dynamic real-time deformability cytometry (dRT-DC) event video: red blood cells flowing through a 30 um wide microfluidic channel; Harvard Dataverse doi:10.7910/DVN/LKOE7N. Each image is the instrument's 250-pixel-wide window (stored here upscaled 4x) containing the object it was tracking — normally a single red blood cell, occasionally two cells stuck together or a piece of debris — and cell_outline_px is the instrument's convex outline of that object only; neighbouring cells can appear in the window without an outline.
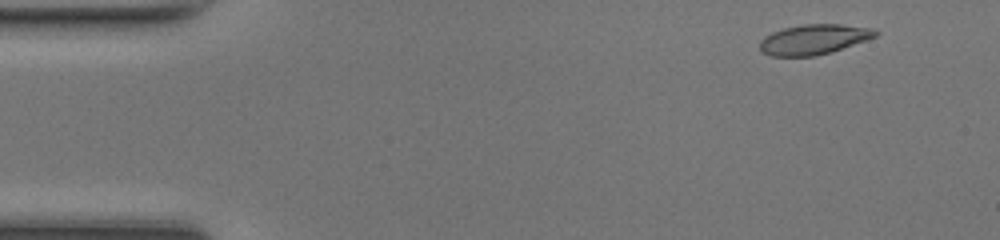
{"species": "common noctule bat (a hibernating species)", "species_latin": "Nyctalus noctula", "temperature_condition": "room temperature", "stored_images_in_passage": 47, "camera_frame_rate_fps": 3000, "um_per_image_px": 0.085, "animal": {"sex": "female", "body_mass_g": 17.0, "forearm_length_mm": 48.0}, "frame": {"image": 1, "passage_image": 3, "time_ms": 0.667, "image_size_px": [1000, 240], "cell_outline_px": [[880, 32], [876, 36], [828, 52], [812, 56], [772, 56], [760, 52], [760, 40], [764, 36], [772, 32], [784, 28], [804, 24], [840, 24], [872, 28]], "centroid_in_image_um": [69.11, 3.34], "position_along_channel_um": 15.9, "area_um2": 19.94}}
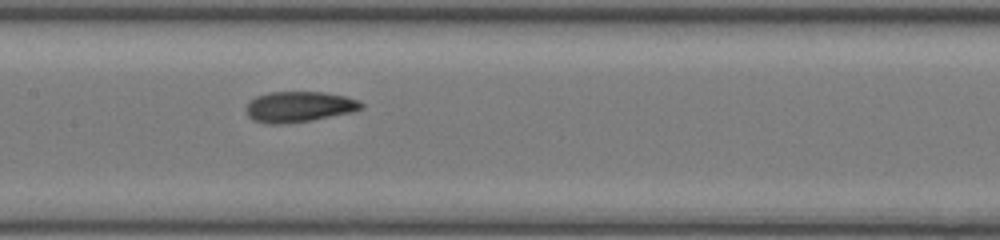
{"frame": {"image": 2, "passage_image": 22, "time_ms": 7.0, "image_size_px": [1000, 240], "cell_outline_px": [[364, 108], [352, 112], [312, 120], [284, 124], [268, 124], [252, 120], [248, 116], [248, 104], [256, 96], [268, 92], [324, 92], [344, 96], [360, 100], [364, 104]], "centroid_in_image_um": [25.46, 9.08], "position_along_channel_um": 181.9, "area_um2": 20.58}}
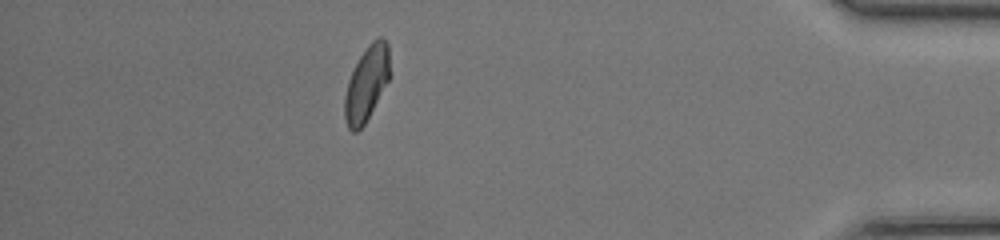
{"frame": {"image": 3, "passage_image": 41, "time_ms": 13.333, "image_size_px": [1000, 240], "cell_outline_px": [[388, 80], [364, 124], [356, 132], [352, 132], [348, 128], [344, 116], [344, 96], [348, 80], [360, 56], [368, 44], [372, 40], [380, 36], [388, 44]], "centroid_in_image_um": [31.12, 7.11], "position_along_channel_um": 404.1, "area_um2": 19.13}, "authors_computed_cell_mechanics": {"area_um2": 20.2878, "velocity_mm_per_s": 4.3154, "shape_relaxation_time_tau1_ms": 4.4113, "shape_relaxation_time_tau2_ms": 1.3374, "deformation_change_tau1": 0.1547, "deformation_change_tau2": 0.0627}}